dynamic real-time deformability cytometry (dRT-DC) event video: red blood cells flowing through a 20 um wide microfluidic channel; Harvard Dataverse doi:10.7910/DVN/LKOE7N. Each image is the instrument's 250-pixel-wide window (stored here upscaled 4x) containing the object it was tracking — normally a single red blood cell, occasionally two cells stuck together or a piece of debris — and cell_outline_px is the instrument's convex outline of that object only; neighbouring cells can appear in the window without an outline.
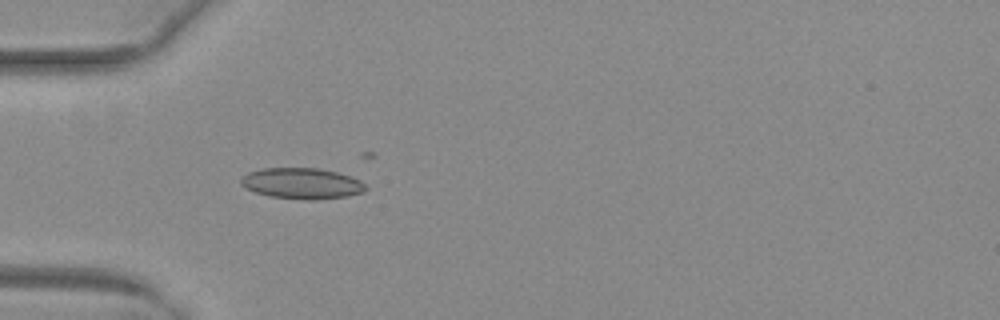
{"species": "common noctule bat (a hibernating species)", "species_latin": "Nyctalus noctula", "temperature_condition": "warm", "stored_images_in_passage": 8, "camera_frame_rate_fps": 3000, "um_per_image_px": 0.085, "animal": {"sex": "female", "body_mass_g": 29.2, "forearm_length_mm": 56.3}, "frame": {"image": 1, "passage_image": 1, "time_ms": 0.0, "image_size_px": [1000, 320], "cell_outline_px": [[368, 188], [364, 192], [348, 196], [316, 200], [308, 200], [268, 196], [256, 192], [240, 184], [240, 180], [248, 172], [264, 168], [320, 168], [336, 172], [360, 180]], "centroid_in_image_um": [25.68, 15.59], "position_along_channel_um": 59.3, "area_um2": 22.43}}
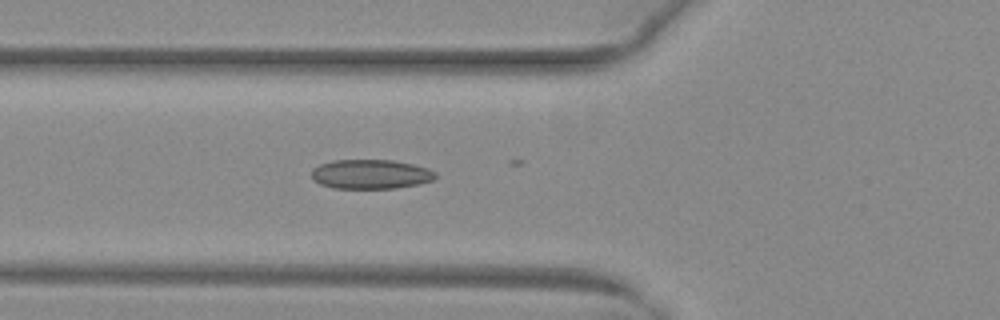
{"frame": {"image": 2, "passage_image": 4, "time_ms": 1.0, "image_size_px": [1000, 320], "cell_outline_px": [[436, 176], [432, 180], [420, 184], [396, 188], [332, 188], [320, 184], [312, 180], [312, 168], [320, 164], [332, 160], [392, 160], [412, 164], [428, 168], [436, 172]], "centroid_in_image_um": [31.49, 14.8], "position_along_channel_um": 94.3, "area_um2": 21.33}}
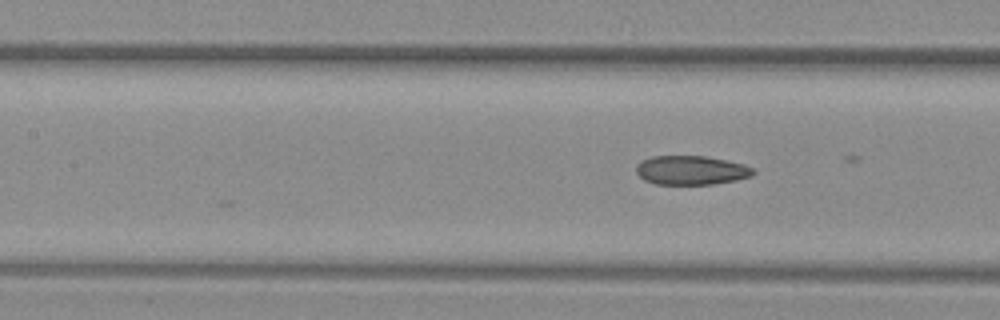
{"frame": {"image": 3, "passage_image": 8, "time_ms": 2.333, "image_size_px": [1000, 320], "cell_outline_px": [[756, 172], [752, 176], [736, 180], [712, 184], [656, 184], [644, 180], [636, 172], [636, 164], [652, 156], [704, 156], [744, 164], [752, 168]], "centroid_in_image_um": [58.75, 14.47], "position_along_channel_um": 148.7, "area_um2": 19.71}}